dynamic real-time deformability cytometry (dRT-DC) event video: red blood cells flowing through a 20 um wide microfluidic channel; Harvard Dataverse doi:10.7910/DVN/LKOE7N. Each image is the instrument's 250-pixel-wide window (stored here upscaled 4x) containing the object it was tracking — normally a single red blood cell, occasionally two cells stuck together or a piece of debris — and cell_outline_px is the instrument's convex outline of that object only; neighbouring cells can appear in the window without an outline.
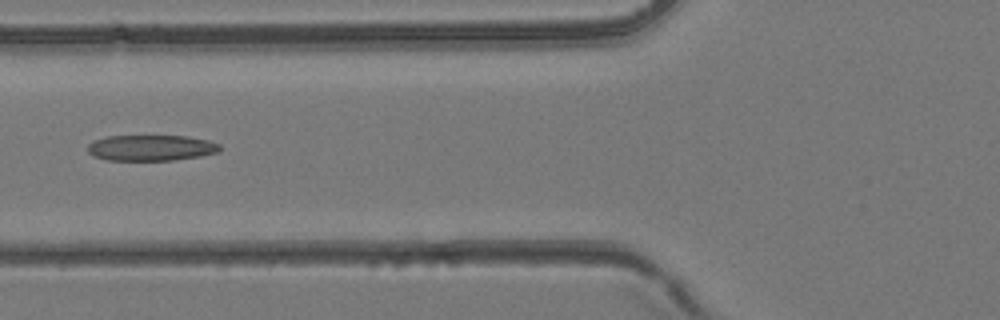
{"species": "common noctule bat (a hibernating species)", "species_latin": "Nyctalus noctula", "temperature_condition": "room temperature", "stored_images_in_passage": 43, "camera_frame_rate_fps": 3000, "um_per_image_px": 0.085, "animal": {"sex": "female", "body_mass_g": 24.6, "forearm_length_mm": 56.2}, "frame": {"image": 1, "passage_image": 17, "time_ms": 5.333, "image_size_px": [1000, 320], "cell_outline_px": [[220, 152], [200, 156], [172, 160], [108, 160], [92, 156], [88, 152], [88, 144], [92, 140], [108, 136], [188, 136], [208, 140], [220, 144]], "centroid_in_image_um": [12.83, 12.56], "position_along_channel_um": 113.0, "area_um2": 20.0}}
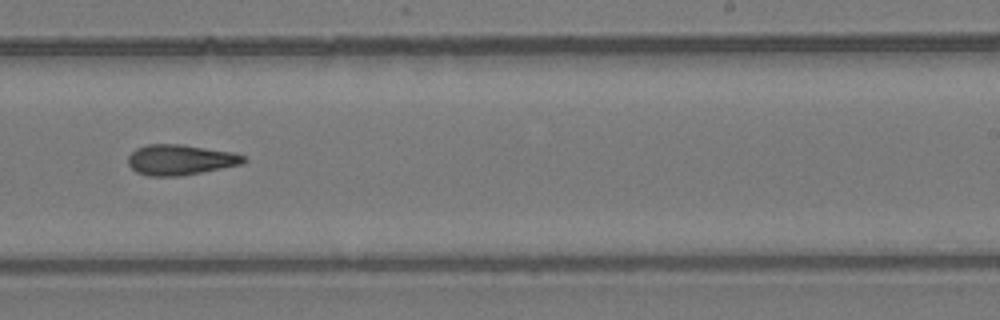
{"frame": {"image": 2, "passage_image": 27, "time_ms": 8.667, "image_size_px": [1000, 320], "cell_outline_px": [[248, 160], [244, 164], [180, 176], [148, 176], [136, 172], [128, 164], [128, 156], [136, 148], [148, 144], [180, 144], [232, 152], [244, 156]], "centroid_in_image_um": [15.33, 13.58], "position_along_channel_um": 273.7, "area_um2": 20.52}}
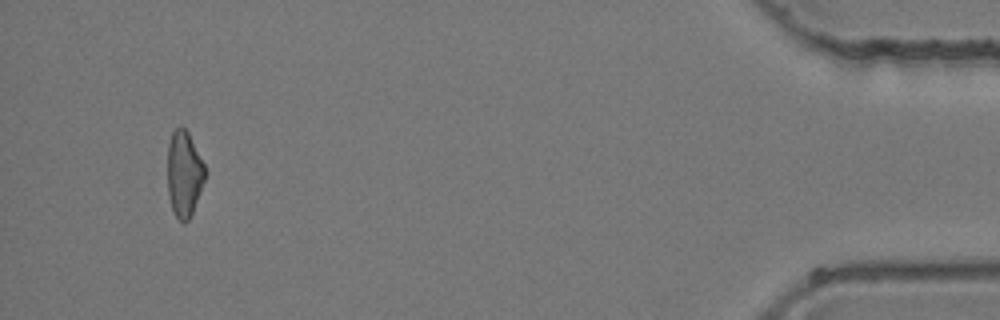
{"frame": {"image": 3, "passage_image": 41, "time_ms": 13.333, "image_size_px": [1000, 320], "cell_outline_px": [[208, 172], [192, 212], [188, 220], [184, 224], [176, 216], [172, 208], [168, 196], [168, 144], [172, 132], [180, 124], [188, 132]], "centroid_in_image_um": [15.66, 14.76], "position_along_channel_um": 419.5, "area_um2": 18.79}}